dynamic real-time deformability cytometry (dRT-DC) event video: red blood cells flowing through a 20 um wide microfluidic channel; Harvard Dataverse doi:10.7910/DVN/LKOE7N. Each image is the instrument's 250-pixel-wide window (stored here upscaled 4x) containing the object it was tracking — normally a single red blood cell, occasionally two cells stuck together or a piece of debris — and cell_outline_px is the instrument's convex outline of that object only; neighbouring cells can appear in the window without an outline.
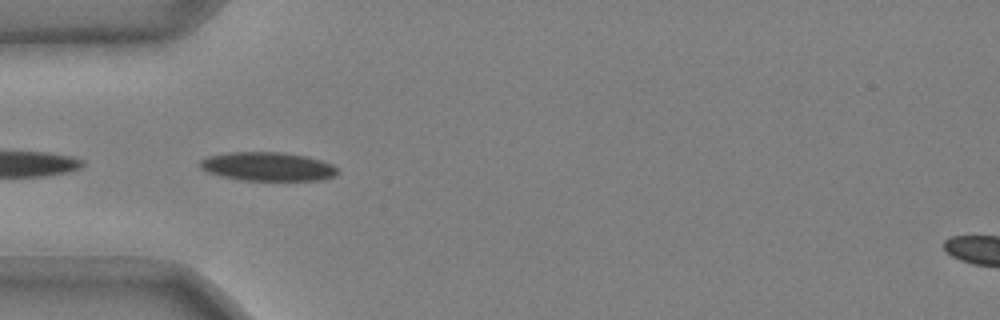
{"species": "common noctule bat (a hibernating species)", "species_latin": "Nyctalus noctula", "temperature_condition": "cold", "stored_images_in_passage": 11, "camera_frame_rate_fps": 3000, "um_per_image_px": 0.085, "animal": {"sex": "male", "body_mass_g": 20.4}, "frame": {"image": 1, "passage_image": 1, "time_ms": 0.0, "image_size_px": [1000, 320], "cell_outline_px": [[340, 172], [336, 176], [324, 180], [240, 180], [220, 176], [208, 172], [200, 168], [200, 160], [208, 156], [228, 152], [280, 152], [308, 156], [332, 164]], "centroid_in_image_um": [22.77, 14.16], "position_along_channel_um": 62.2, "area_um2": 23.24}}
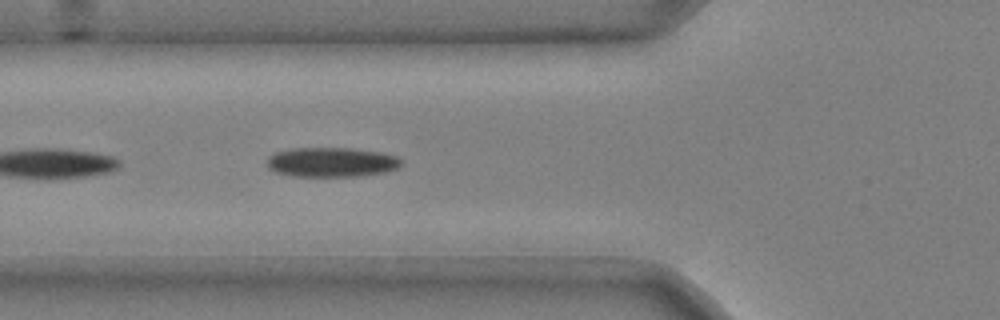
{"frame": {"image": 2, "passage_image": 4, "time_ms": 1.0, "image_size_px": [1000, 320], "cell_outline_px": [[404, 160], [396, 168], [384, 172], [360, 176], [292, 176], [276, 172], [268, 168], [268, 156], [276, 152], [292, 148], [348, 148], [380, 152], [396, 156]], "centroid_in_image_um": [28.17, 13.78], "position_along_channel_um": 97.6, "area_um2": 23.06}}
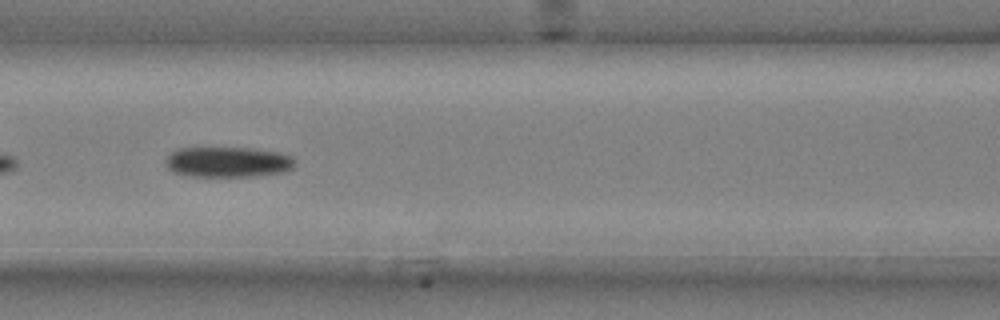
{"frame": {"image": 3, "passage_image": 8, "time_ms": 2.333, "image_size_px": [1000, 320], "cell_outline_px": [[296, 164], [292, 168], [284, 172], [256, 176], [192, 176], [172, 172], [164, 164], [164, 160], [172, 152], [180, 148], [252, 148], [276, 152], [292, 156], [296, 160]], "centroid_in_image_um": [19.37, 13.77], "position_along_channel_um": 147.2, "area_um2": 23.0}}